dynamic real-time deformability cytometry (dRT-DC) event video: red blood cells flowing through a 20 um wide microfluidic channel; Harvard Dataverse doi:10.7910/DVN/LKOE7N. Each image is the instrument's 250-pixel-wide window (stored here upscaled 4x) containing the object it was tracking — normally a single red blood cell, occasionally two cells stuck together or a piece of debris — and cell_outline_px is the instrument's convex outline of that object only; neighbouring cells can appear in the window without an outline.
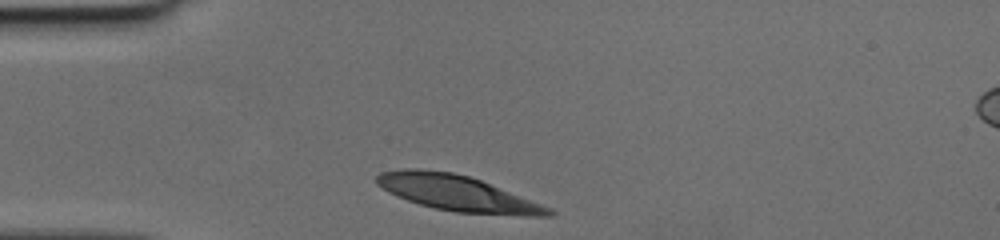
{"species": "human", "species_latin": "Homo sapiens", "temperature_condition": "cold", "stored_images_in_passage": 27, "camera_frame_rate_fps": 3000, "um_per_image_px": 0.085, "donor": {"sex": "female"}, "frame": {"image": 1, "passage_image": 1, "time_ms": 0.0, "image_size_px": [1000, 240], "cell_outline_px": [[556, 212], [552, 216], [524, 216], [456, 212], [436, 208], [420, 204], [396, 196], [388, 192], [376, 184], [376, 176], [380, 172], [404, 168], [420, 168], [452, 172], [468, 176], [480, 180], [552, 208]], "centroid_in_image_um": [38.86, 16.42], "position_along_channel_um": 46.1, "area_um2": 35.6}}
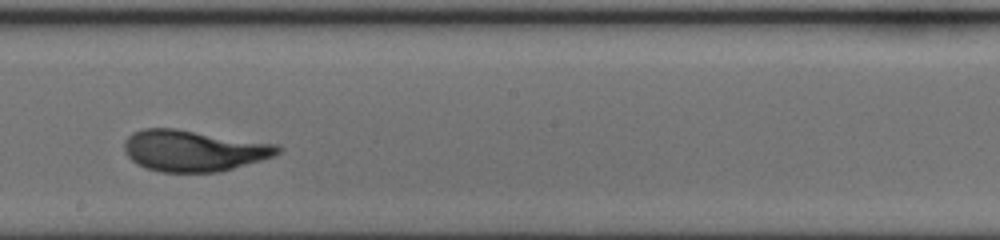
{"frame": {"image": 2, "passage_image": 16, "time_ms": 5.0, "image_size_px": [1000, 240], "cell_outline_px": [[284, 148], [280, 152], [272, 156], [260, 160], [220, 172], [160, 172], [136, 164], [124, 152], [124, 140], [132, 132], [144, 128], [176, 128], [280, 144]], "centroid_in_image_um": [16.46, 12.79], "position_along_channel_um": 231.7, "area_um2": 37.17}}
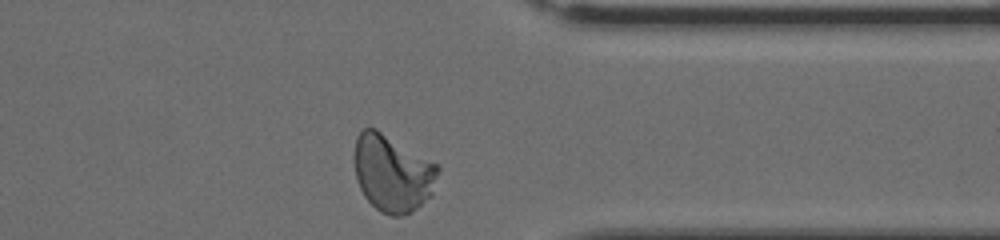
{"frame": {"image": 3, "passage_image": 27, "time_ms": 8.667, "image_size_px": [1000, 240], "cell_outline_px": [[440, 168], [432, 196], [412, 212], [404, 216], [392, 216], [380, 212], [364, 196], [356, 180], [356, 136], [364, 128], [376, 128], [436, 164]], "centroid_in_image_um": [33.39, 14.76], "position_along_channel_um": 378.0, "area_um2": 37.28}}